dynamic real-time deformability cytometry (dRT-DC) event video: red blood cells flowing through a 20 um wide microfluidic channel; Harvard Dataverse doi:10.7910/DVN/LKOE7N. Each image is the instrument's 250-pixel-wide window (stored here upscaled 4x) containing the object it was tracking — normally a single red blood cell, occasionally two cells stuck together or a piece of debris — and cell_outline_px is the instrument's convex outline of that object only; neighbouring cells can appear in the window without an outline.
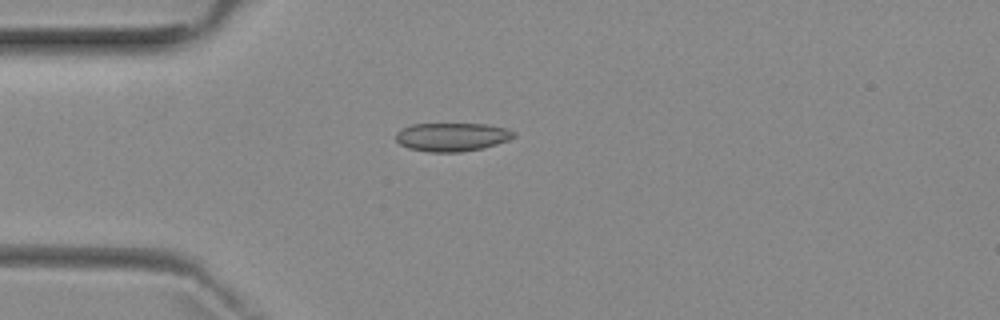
{"species": "common noctule bat (a hibernating species)", "species_latin": "Nyctalus noctula", "temperature_condition": "room temperature", "stored_images_in_passage": 1, "camera_frame_rate_fps": 3000, "um_per_image_px": 0.085, "animal": {"sex": "female", "body_mass_g": 29.2, "forearm_length_mm": 56.3}, "frame": {"image": 1, "passage_image": 1, "time_ms": 0.0, "image_size_px": [1000, 320], "cell_outline_px": [[516, 136], [508, 140], [496, 144], [480, 148], [460, 152], [428, 152], [408, 148], [400, 144], [396, 140], [396, 132], [400, 128], [412, 124], [488, 124], [504, 128], [516, 132]], "centroid_in_image_um": [38.39, 11.63], "position_along_channel_um": 46.6, "area_um2": 19.59}}